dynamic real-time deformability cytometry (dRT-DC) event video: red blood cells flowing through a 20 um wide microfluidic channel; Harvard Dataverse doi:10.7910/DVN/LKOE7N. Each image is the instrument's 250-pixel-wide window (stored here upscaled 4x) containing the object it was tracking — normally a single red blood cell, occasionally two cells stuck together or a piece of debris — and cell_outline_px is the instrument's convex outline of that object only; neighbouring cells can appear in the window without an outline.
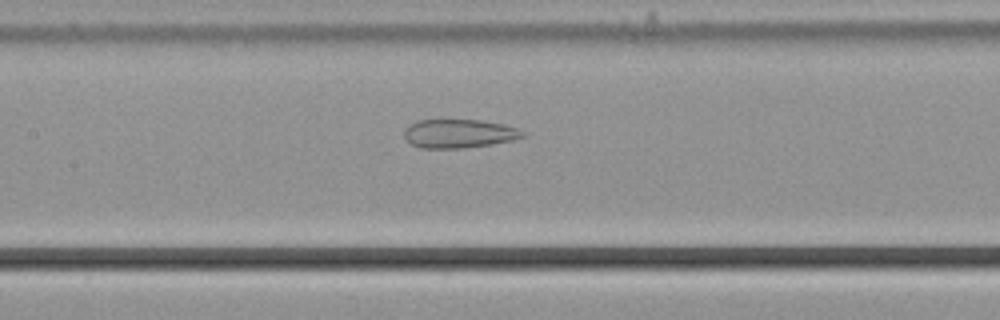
{"species": "common noctule bat (a hibernating species)", "species_latin": "Nyctalus noctula", "temperature_condition": "cold", "stored_images_in_passage": 43, "camera_frame_rate_fps": 3000, "um_per_image_px": 0.085, "animal": {"sex": "male", "body_mass_g": 21.5, "forearm_length_mm": 52.0}, "frame": {"image": 1, "passage_image": 14, "time_ms": 4.333, "image_size_px": [1000, 320], "cell_outline_px": [[524, 136], [516, 140], [492, 144], [464, 148], [420, 148], [412, 144], [404, 136], [404, 128], [408, 124], [416, 120], [480, 120], [504, 124], [516, 128], [524, 132]], "centroid_in_image_um": [39.0, 11.35], "position_along_channel_um": 168.4, "area_um2": 19.94}}
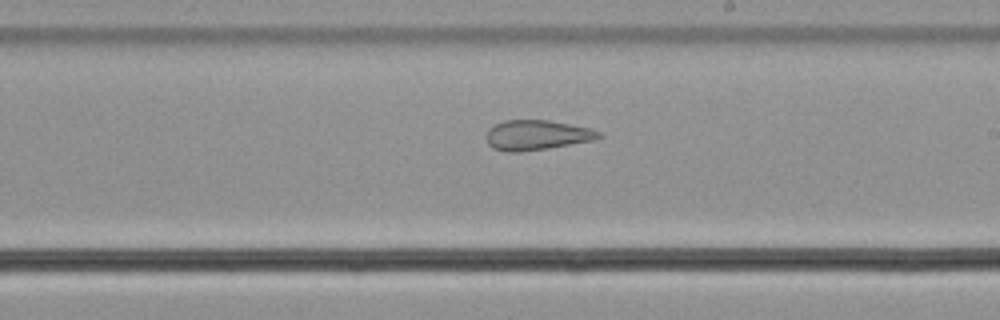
{"frame": {"image": 2, "passage_image": 20, "time_ms": 6.333, "image_size_px": [1000, 320], "cell_outline_px": [[604, 136], [596, 140], [548, 148], [520, 152], [508, 152], [492, 148], [488, 144], [484, 136], [488, 128], [492, 124], [504, 120], [548, 120], [592, 128], [600, 132]], "centroid_in_image_um": [45.6, 11.48], "position_along_channel_um": 243.4, "area_um2": 20.06}}
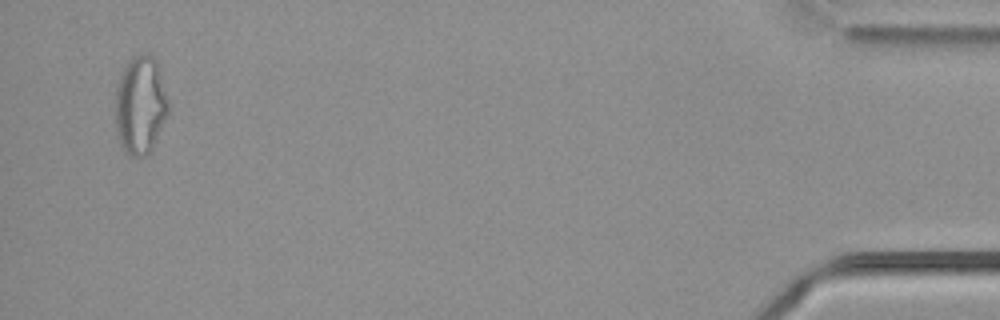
{"frame": {"image": 3, "passage_image": 41, "time_ms": 13.333, "image_size_px": [1000, 320], "cell_outline_px": [[168, 112], [152, 148], [144, 156], [132, 156], [124, 152], [120, 148], [116, 132], [116, 88], [120, 76], [124, 68], [132, 56], [144, 52], [148, 52], [156, 60], [168, 104]], "centroid_in_image_um": [11.9, 8.94], "position_along_channel_um": 423.3, "area_um2": 30.06}, "authors_computed_cell_mechanics": {"area_um2": 24.6228, "velocity_mm_per_s": 3.7657, "shape_relaxation_time_tau1_ms": null, "shape_relaxation_time_tau2_ms": 2.0324, "deformation_change_tau1": null, "deformation_change_tau2": 0.1027}}